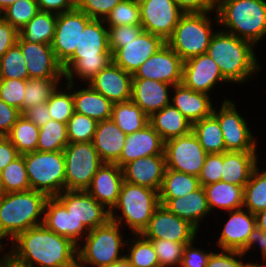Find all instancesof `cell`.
I'll list each match as a JSON object with an SVG mask.
<instances>
[{"mask_svg":"<svg viewBox=\"0 0 266 267\" xmlns=\"http://www.w3.org/2000/svg\"><path fill=\"white\" fill-rule=\"evenodd\" d=\"M9 257L24 267H71L77 263L79 247L70 239L48 230L43 224L29 228L15 239Z\"/></svg>","mask_w":266,"mask_h":267,"instance_id":"obj_1","label":"cell"},{"mask_svg":"<svg viewBox=\"0 0 266 267\" xmlns=\"http://www.w3.org/2000/svg\"><path fill=\"white\" fill-rule=\"evenodd\" d=\"M102 24L104 20L92 19L85 26L74 54L62 65L69 90L74 87L73 73L89 82L112 62L108 29Z\"/></svg>","mask_w":266,"mask_h":267,"instance_id":"obj_2","label":"cell"},{"mask_svg":"<svg viewBox=\"0 0 266 267\" xmlns=\"http://www.w3.org/2000/svg\"><path fill=\"white\" fill-rule=\"evenodd\" d=\"M253 44L228 32L214 33L207 54L217 63L223 78L232 82H244L259 67Z\"/></svg>","mask_w":266,"mask_h":267,"instance_id":"obj_3","label":"cell"},{"mask_svg":"<svg viewBox=\"0 0 266 267\" xmlns=\"http://www.w3.org/2000/svg\"><path fill=\"white\" fill-rule=\"evenodd\" d=\"M48 196L33 189L0 194V235L14 240L29 228L43 224L37 220L44 212Z\"/></svg>","mask_w":266,"mask_h":267,"instance_id":"obj_4","label":"cell"},{"mask_svg":"<svg viewBox=\"0 0 266 267\" xmlns=\"http://www.w3.org/2000/svg\"><path fill=\"white\" fill-rule=\"evenodd\" d=\"M218 23L230 28L228 33L257 43L266 34V2L264 0H217Z\"/></svg>","mask_w":266,"mask_h":267,"instance_id":"obj_5","label":"cell"},{"mask_svg":"<svg viewBox=\"0 0 266 267\" xmlns=\"http://www.w3.org/2000/svg\"><path fill=\"white\" fill-rule=\"evenodd\" d=\"M160 205L157 190L124 181L117 204L113 207L122 210L123 217L116 218L110 211V220L120 225L124 219L134 234H141Z\"/></svg>","mask_w":266,"mask_h":267,"instance_id":"obj_6","label":"cell"},{"mask_svg":"<svg viewBox=\"0 0 266 267\" xmlns=\"http://www.w3.org/2000/svg\"><path fill=\"white\" fill-rule=\"evenodd\" d=\"M31 189L54 197L65 190L63 151H33L23 154Z\"/></svg>","mask_w":266,"mask_h":267,"instance_id":"obj_7","label":"cell"},{"mask_svg":"<svg viewBox=\"0 0 266 267\" xmlns=\"http://www.w3.org/2000/svg\"><path fill=\"white\" fill-rule=\"evenodd\" d=\"M210 12L184 13L178 21L171 37L166 43L180 56L183 61L207 53L212 32Z\"/></svg>","mask_w":266,"mask_h":267,"instance_id":"obj_8","label":"cell"},{"mask_svg":"<svg viewBox=\"0 0 266 267\" xmlns=\"http://www.w3.org/2000/svg\"><path fill=\"white\" fill-rule=\"evenodd\" d=\"M120 225L109 220L105 225L88 231L86 243L81 249H77V263L80 267L92 264L96 267H107L125 257L119 256L122 243ZM82 264V265H81Z\"/></svg>","mask_w":266,"mask_h":267,"instance_id":"obj_9","label":"cell"},{"mask_svg":"<svg viewBox=\"0 0 266 267\" xmlns=\"http://www.w3.org/2000/svg\"><path fill=\"white\" fill-rule=\"evenodd\" d=\"M65 158V190L86 191L104 163L92 142L69 143Z\"/></svg>","mask_w":266,"mask_h":267,"instance_id":"obj_10","label":"cell"},{"mask_svg":"<svg viewBox=\"0 0 266 267\" xmlns=\"http://www.w3.org/2000/svg\"><path fill=\"white\" fill-rule=\"evenodd\" d=\"M166 169H172L198 177L207 153L198 138L190 133L164 142Z\"/></svg>","mask_w":266,"mask_h":267,"instance_id":"obj_11","label":"cell"},{"mask_svg":"<svg viewBox=\"0 0 266 267\" xmlns=\"http://www.w3.org/2000/svg\"><path fill=\"white\" fill-rule=\"evenodd\" d=\"M92 19L77 7L57 14L54 38L51 48L57 61L63 65L79 45L80 34Z\"/></svg>","mask_w":266,"mask_h":267,"instance_id":"obj_12","label":"cell"},{"mask_svg":"<svg viewBox=\"0 0 266 267\" xmlns=\"http://www.w3.org/2000/svg\"><path fill=\"white\" fill-rule=\"evenodd\" d=\"M138 3L143 31L159 36L166 42L184 12L174 0H141Z\"/></svg>","mask_w":266,"mask_h":267,"instance_id":"obj_13","label":"cell"},{"mask_svg":"<svg viewBox=\"0 0 266 267\" xmlns=\"http://www.w3.org/2000/svg\"><path fill=\"white\" fill-rule=\"evenodd\" d=\"M197 228L189 221L160 205L153 213L147 227L141 233L146 239H164L173 242L193 243Z\"/></svg>","mask_w":266,"mask_h":267,"instance_id":"obj_14","label":"cell"},{"mask_svg":"<svg viewBox=\"0 0 266 267\" xmlns=\"http://www.w3.org/2000/svg\"><path fill=\"white\" fill-rule=\"evenodd\" d=\"M68 213L82 223L88 231L105 225L110 220V211L87 191L64 190L55 196Z\"/></svg>","mask_w":266,"mask_h":267,"instance_id":"obj_15","label":"cell"},{"mask_svg":"<svg viewBox=\"0 0 266 267\" xmlns=\"http://www.w3.org/2000/svg\"><path fill=\"white\" fill-rule=\"evenodd\" d=\"M184 61L165 43L133 74V78L152 79L172 86L181 84Z\"/></svg>","mask_w":266,"mask_h":267,"instance_id":"obj_16","label":"cell"},{"mask_svg":"<svg viewBox=\"0 0 266 267\" xmlns=\"http://www.w3.org/2000/svg\"><path fill=\"white\" fill-rule=\"evenodd\" d=\"M216 112L213 109L212 114L218 119L226 151H256L257 144L232 101L225 100Z\"/></svg>","mask_w":266,"mask_h":267,"instance_id":"obj_17","label":"cell"},{"mask_svg":"<svg viewBox=\"0 0 266 267\" xmlns=\"http://www.w3.org/2000/svg\"><path fill=\"white\" fill-rule=\"evenodd\" d=\"M17 44L24 56L29 78L60 79L64 76L50 44L24 41L18 36Z\"/></svg>","mask_w":266,"mask_h":267,"instance_id":"obj_18","label":"cell"},{"mask_svg":"<svg viewBox=\"0 0 266 267\" xmlns=\"http://www.w3.org/2000/svg\"><path fill=\"white\" fill-rule=\"evenodd\" d=\"M165 43L161 37L142 31L135 40L125 43L112 54V62L133 75Z\"/></svg>","mask_w":266,"mask_h":267,"instance_id":"obj_19","label":"cell"},{"mask_svg":"<svg viewBox=\"0 0 266 267\" xmlns=\"http://www.w3.org/2000/svg\"><path fill=\"white\" fill-rule=\"evenodd\" d=\"M220 81L226 82L219 66L207 53L184 61L181 83L187 88L207 94Z\"/></svg>","mask_w":266,"mask_h":267,"instance_id":"obj_20","label":"cell"},{"mask_svg":"<svg viewBox=\"0 0 266 267\" xmlns=\"http://www.w3.org/2000/svg\"><path fill=\"white\" fill-rule=\"evenodd\" d=\"M133 75L111 62L89 85L113 104L131 100Z\"/></svg>","mask_w":266,"mask_h":267,"instance_id":"obj_21","label":"cell"},{"mask_svg":"<svg viewBox=\"0 0 266 267\" xmlns=\"http://www.w3.org/2000/svg\"><path fill=\"white\" fill-rule=\"evenodd\" d=\"M153 155H165L164 141L159 133L148 124L142 130L126 136L120 158L115 163L120 168H123L129 162L138 158Z\"/></svg>","mask_w":266,"mask_h":267,"instance_id":"obj_22","label":"cell"},{"mask_svg":"<svg viewBox=\"0 0 266 267\" xmlns=\"http://www.w3.org/2000/svg\"><path fill=\"white\" fill-rule=\"evenodd\" d=\"M166 168L165 155L138 158L122 168L123 178L125 182L149 187L159 192Z\"/></svg>","mask_w":266,"mask_h":267,"instance_id":"obj_23","label":"cell"},{"mask_svg":"<svg viewBox=\"0 0 266 267\" xmlns=\"http://www.w3.org/2000/svg\"><path fill=\"white\" fill-rule=\"evenodd\" d=\"M123 182L122 168L116 163H103L86 191L107 210L114 211Z\"/></svg>","mask_w":266,"mask_h":267,"instance_id":"obj_24","label":"cell"},{"mask_svg":"<svg viewBox=\"0 0 266 267\" xmlns=\"http://www.w3.org/2000/svg\"><path fill=\"white\" fill-rule=\"evenodd\" d=\"M230 218L218 239V245L222 250L247 252V241L250 233L255 229L256 216L248 210V215L242 208L232 210Z\"/></svg>","mask_w":266,"mask_h":267,"instance_id":"obj_25","label":"cell"},{"mask_svg":"<svg viewBox=\"0 0 266 267\" xmlns=\"http://www.w3.org/2000/svg\"><path fill=\"white\" fill-rule=\"evenodd\" d=\"M169 86L172 85L152 79L133 78L131 100L150 117L170 104Z\"/></svg>","mask_w":266,"mask_h":267,"instance_id":"obj_26","label":"cell"},{"mask_svg":"<svg viewBox=\"0 0 266 267\" xmlns=\"http://www.w3.org/2000/svg\"><path fill=\"white\" fill-rule=\"evenodd\" d=\"M44 211L46 213L43 216V225L79 246L77 241L87 228L82 223H78L55 196L48 197Z\"/></svg>","mask_w":266,"mask_h":267,"instance_id":"obj_27","label":"cell"},{"mask_svg":"<svg viewBox=\"0 0 266 267\" xmlns=\"http://www.w3.org/2000/svg\"><path fill=\"white\" fill-rule=\"evenodd\" d=\"M160 204L178 217L189 221L197 229L199 219L201 220L207 213L211 212L203 186L189 192L184 197L160 198Z\"/></svg>","mask_w":266,"mask_h":267,"instance_id":"obj_28","label":"cell"},{"mask_svg":"<svg viewBox=\"0 0 266 267\" xmlns=\"http://www.w3.org/2000/svg\"><path fill=\"white\" fill-rule=\"evenodd\" d=\"M126 136L112 119L97 123L92 143L104 163H115L120 158Z\"/></svg>","mask_w":266,"mask_h":267,"instance_id":"obj_29","label":"cell"},{"mask_svg":"<svg viewBox=\"0 0 266 267\" xmlns=\"http://www.w3.org/2000/svg\"><path fill=\"white\" fill-rule=\"evenodd\" d=\"M172 88L176 93L172 99V105L192 124L212 114L213 107L209 93L193 91L182 83Z\"/></svg>","mask_w":266,"mask_h":267,"instance_id":"obj_30","label":"cell"},{"mask_svg":"<svg viewBox=\"0 0 266 267\" xmlns=\"http://www.w3.org/2000/svg\"><path fill=\"white\" fill-rule=\"evenodd\" d=\"M255 151H226L223 153L221 181L245 186L257 167Z\"/></svg>","mask_w":266,"mask_h":267,"instance_id":"obj_31","label":"cell"},{"mask_svg":"<svg viewBox=\"0 0 266 267\" xmlns=\"http://www.w3.org/2000/svg\"><path fill=\"white\" fill-rule=\"evenodd\" d=\"M149 124L159 133L164 142L192 131V123L172 104L154 112L149 117Z\"/></svg>","mask_w":266,"mask_h":267,"instance_id":"obj_32","label":"cell"},{"mask_svg":"<svg viewBox=\"0 0 266 267\" xmlns=\"http://www.w3.org/2000/svg\"><path fill=\"white\" fill-rule=\"evenodd\" d=\"M73 99L75 112L97 122L111 119L113 103L90 85L88 88L73 92Z\"/></svg>","mask_w":266,"mask_h":267,"instance_id":"obj_33","label":"cell"},{"mask_svg":"<svg viewBox=\"0 0 266 267\" xmlns=\"http://www.w3.org/2000/svg\"><path fill=\"white\" fill-rule=\"evenodd\" d=\"M210 211L214 207L232 211L243 208L244 186L219 181L203 186Z\"/></svg>","mask_w":266,"mask_h":267,"instance_id":"obj_34","label":"cell"},{"mask_svg":"<svg viewBox=\"0 0 266 267\" xmlns=\"http://www.w3.org/2000/svg\"><path fill=\"white\" fill-rule=\"evenodd\" d=\"M57 14L46 11L38 13L19 30V36L28 42L52 44Z\"/></svg>","mask_w":266,"mask_h":267,"instance_id":"obj_35","label":"cell"},{"mask_svg":"<svg viewBox=\"0 0 266 267\" xmlns=\"http://www.w3.org/2000/svg\"><path fill=\"white\" fill-rule=\"evenodd\" d=\"M111 119L126 135L142 130L149 124V117L132 100L114 103Z\"/></svg>","mask_w":266,"mask_h":267,"instance_id":"obj_36","label":"cell"},{"mask_svg":"<svg viewBox=\"0 0 266 267\" xmlns=\"http://www.w3.org/2000/svg\"><path fill=\"white\" fill-rule=\"evenodd\" d=\"M192 132L207 154L226 152L221 127L213 114L193 123Z\"/></svg>","mask_w":266,"mask_h":267,"instance_id":"obj_37","label":"cell"},{"mask_svg":"<svg viewBox=\"0 0 266 267\" xmlns=\"http://www.w3.org/2000/svg\"><path fill=\"white\" fill-rule=\"evenodd\" d=\"M198 177L172 169H166L159 191L160 198H178L200 187Z\"/></svg>","mask_w":266,"mask_h":267,"instance_id":"obj_38","label":"cell"},{"mask_svg":"<svg viewBox=\"0 0 266 267\" xmlns=\"http://www.w3.org/2000/svg\"><path fill=\"white\" fill-rule=\"evenodd\" d=\"M20 155L36 151L39 127L21 115L6 136Z\"/></svg>","mask_w":266,"mask_h":267,"instance_id":"obj_39","label":"cell"},{"mask_svg":"<svg viewBox=\"0 0 266 267\" xmlns=\"http://www.w3.org/2000/svg\"><path fill=\"white\" fill-rule=\"evenodd\" d=\"M68 144L67 123H61L51 119L44 126L39 128L36 151H63Z\"/></svg>","mask_w":266,"mask_h":267,"instance_id":"obj_40","label":"cell"},{"mask_svg":"<svg viewBox=\"0 0 266 267\" xmlns=\"http://www.w3.org/2000/svg\"><path fill=\"white\" fill-rule=\"evenodd\" d=\"M256 167L244 186L243 206L254 215L266 209V170L258 173Z\"/></svg>","mask_w":266,"mask_h":267,"instance_id":"obj_41","label":"cell"},{"mask_svg":"<svg viewBox=\"0 0 266 267\" xmlns=\"http://www.w3.org/2000/svg\"><path fill=\"white\" fill-rule=\"evenodd\" d=\"M0 173L2 193L22 192L31 189L23 155L10 162Z\"/></svg>","mask_w":266,"mask_h":267,"instance_id":"obj_42","label":"cell"},{"mask_svg":"<svg viewBox=\"0 0 266 267\" xmlns=\"http://www.w3.org/2000/svg\"><path fill=\"white\" fill-rule=\"evenodd\" d=\"M60 79L29 78L26 82L23 97V106L20 109L22 114L26 109L37 104L47 102L52 93L58 88Z\"/></svg>","mask_w":266,"mask_h":267,"instance_id":"obj_43","label":"cell"},{"mask_svg":"<svg viewBox=\"0 0 266 267\" xmlns=\"http://www.w3.org/2000/svg\"><path fill=\"white\" fill-rule=\"evenodd\" d=\"M0 79H29L24 56L17 43L0 57Z\"/></svg>","mask_w":266,"mask_h":267,"instance_id":"obj_44","label":"cell"},{"mask_svg":"<svg viewBox=\"0 0 266 267\" xmlns=\"http://www.w3.org/2000/svg\"><path fill=\"white\" fill-rule=\"evenodd\" d=\"M104 23H108L109 27L141 25L139 3L133 0H121L106 16Z\"/></svg>","mask_w":266,"mask_h":267,"instance_id":"obj_45","label":"cell"},{"mask_svg":"<svg viewBox=\"0 0 266 267\" xmlns=\"http://www.w3.org/2000/svg\"><path fill=\"white\" fill-rule=\"evenodd\" d=\"M38 11L39 7L36 0H16L0 16L19 31Z\"/></svg>","mask_w":266,"mask_h":267,"instance_id":"obj_46","label":"cell"},{"mask_svg":"<svg viewBox=\"0 0 266 267\" xmlns=\"http://www.w3.org/2000/svg\"><path fill=\"white\" fill-rule=\"evenodd\" d=\"M97 121L80 113L74 112L67 122L69 143L92 142L96 131Z\"/></svg>","mask_w":266,"mask_h":267,"instance_id":"obj_47","label":"cell"},{"mask_svg":"<svg viewBox=\"0 0 266 267\" xmlns=\"http://www.w3.org/2000/svg\"><path fill=\"white\" fill-rule=\"evenodd\" d=\"M135 236L138 237V241L132 239L131 242L134 244L130 247V254L125 255L131 265L133 267H160L152 242L141 236V234H136Z\"/></svg>","mask_w":266,"mask_h":267,"instance_id":"obj_48","label":"cell"},{"mask_svg":"<svg viewBox=\"0 0 266 267\" xmlns=\"http://www.w3.org/2000/svg\"><path fill=\"white\" fill-rule=\"evenodd\" d=\"M152 242L160 267H172L182 263L184 247L187 244L164 239H148Z\"/></svg>","mask_w":266,"mask_h":267,"instance_id":"obj_49","label":"cell"},{"mask_svg":"<svg viewBox=\"0 0 266 267\" xmlns=\"http://www.w3.org/2000/svg\"><path fill=\"white\" fill-rule=\"evenodd\" d=\"M50 116L53 120L67 123L75 112L73 93L56 90L47 101Z\"/></svg>","mask_w":266,"mask_h":267,"instance_id":"obj_50","label":"cell"},{"mask_svg":"<svg viewBox=\"0 0 266 267\" xmlns=\"http://www.w3.org/2000/svg\"><path fill=\"white\" fill-rule=\"evenodd\" d=\"M26 82L27 80L21 79H0V99L20 111Z\"/></svg>","mask_w":266,"mask_h":267,"instance_id":"obj_51","label":"cell"},{"mask_svg":"<svg viewBox=\"0 0 266 267\" xmlns=\"http://www.w3.org/2000/svg\"><path fill=\"white\" fill-rule=\"evenodd\" d=\"M107 29L109 47L112 54L120 47L125 46V43L135 40L143 31V27L141 25H121L109 27Z\"/></svg>","mask_w":266,"mask_h":267,"instance_id":"obj_52","label":"cell"},{"mask_svg":"<svg viewBox=\"0 0 266 267\" xmlns=\"http://www.w3.org/2000/svg\"><path fill=\"white\" fill-rule=\"evenodd\" d=\"M223 153L207 154L204 165L198 175L201 186L221 181Z\"/></svg>","mask_w":266,"mask_h":267,"instance_id":"obj_53","label":"cell"},{"mask_svg":"<svg viewBox=\"0 0 266 267\" xmlns=\"http://www.w3.org/2000/svg\"><path fill=\"white\" fill-rule=\"evenodd\" d=\"M120 1L121 0H77V8L87 14L91 19L104 20Z\"/></svg>","mask_w":266,"mask_h":267,"instance_id":"obj_54","label":"cell"},{"mask_svg":"<svg viewBox=\"0 0 266 267\" xmlns=\"http://www.w3.org/2000/svg\"><path fill=\"white\" fill-rule=\"evenodd\" d=\"M221 253H212L209 257L206 267H244L241 261L235 259V256L242 257L244 254L240 251L222 250ZM225 252V253H224Z\"/></svg>","mask_w":266,"mask_h":267,"instance_id":"obj_55","label":"cell"},{"mask_svg":"<svg viewBox=\"0 0 266 267\" xmlns=\"http://www.w3.org/2000/svg\"><path fill=\"white\" fill-rule=\"evenodd\" d=\"M21 115L18 109L0 99V136H7Z\"/></svg>","mask_w":266,"mask_h":267,"instance_id":"obj_56","label":"cell"},{"mask_svg":"<svg viewBox=\"0 0 266 267\" xmlns=\"http://www.w3.org/2000/svg\"><path fill=\"white\" fill-rule=\"evenodd\" d=\"M211 253L194 249L192 243L184 247L183 260L180 267H206Z\"/></svg>","mask_w":266,"mask_h":267,"instance_id":"obj_57","label":"cell"},{"mask_svg":"<svg viewBox=\"0 0 266 267\" xmlns=\"http://www.w3.org/2000/svg\"><path fill=\"white\" fill-rule=\"evenodd\" d=\"M19 31L0 16V57L17 43Z\"/></svg>","mask_w":266,"mask_h":267,"instance_id":"obj_58","label":"cell"},{"mask_svg":"<svg viewBox=\"0 0 266 267\" xmlns=\"http://www.w3.org/2000/svg\"><path fill=\"white\" fill-rule=\"evenodd\" d=\"M184 13H202L215 10L217 0H174Z\"/></svg>","mask_w":266,"mask_h":267,"instance_id":"obj_59","label":"cell"},{"mask_svg":"<svg viewBox=\"0 0 266 267\" xmlns=\"http://www.w3.org/2000/svg\"><path fill=\"white\" fill-rule=\"evenodd\" d=\"M22 115L29 121H32L39 128L44 126L49 120L52 119L49 113L47 102L40 103L26 109Z\"/></svg>","mask_w":266,"mask_h":267,"instance_id":"obj_60","label":"cell"},{"mask_svg":"<svg viewBox=\"0 0 266 267\" xmlns=\"http://www.w3.org/2000/svg\"><path fill=\"white\" fill-rule=\"evenodd\" d=\"M40 11L55 14L64 13L77 7V0H36Z\"/></svg>","mask_w":266,"mask_h":267,"instance_id":"obj_61","label":"cell"},{"mask_svg":"<svg viewBox=\"0 0 266 267\" xmlns=\"http://www.w3.org/2000/svg\"><path fill=\"white\" fill-rule=\"evenodd\" d=\"M19 156L12 142L6 136H0V172Z\"/></svg>","mask_w":266,"mask_h":267,"instance_id":"obj_62","label":"cell"},{"mask_svg":"<svg viewBox=\"0 0 266 267\" xmlns=\"http://www.w3.org/2000/svg\"><path fill=\"white\" fill-rule=\"evenodd\" d=\"M257 242L261 247L262 257L266 261V233L256 226L249 235L247 241V251Z\"/></svg>","mask_w":266,"mask_h":267,"instance_id":"obj_63","label":"cell"},{"mask_svg":"<svg viewBox=\"0 0 266 267\" xmlns=\"http://www.w3.org/2000/svg\"><path fill=\"white\" fill-rule=\"evenodd\" d=\"M256 216V225L260 228L263 232L266 233V209L262 210L261 212L255 214Z\"/></svg>","mask_w":266,"mask_h":267,"instance_id":"obj_64","label":"cell"},{"mask_svg":"<svg viewBox=\"0 0 266 267\" xmlns=\"http://www.w3.org/2000/svg\"><path fill=\"white\" fill-rule=\"evenodd\" d=\"M107 267H133V266L131 265L130 261L126 257H124Z\"/></svg>","mask_w":266,"mask_h":267,"instance_id":"obj_65","label":"cell"},{"mask_svg":"<svg viewBox=\"0 0 266 267\" xmlns=\"http://www.w3.org/2000/svg\"><path fill=\"white\" fill-rule=\"evenodd\" d=\"M0 267H24L17 263H15L10 257H8L1 265Z\"/></svg>","mask_w":266,"mask_h":267,"instance_id":"obj_66","label":"cell"},{"mask_svg":"<svg viewBox=\"0 0 266 267\" xmlns=\"http://www.w3.org/2000/svg\"><path fill=\"white\" fill-rule=\"evenodd\" d=\"M16 0H0V14L8 8L10 5H12Z\"/></svg>","mask_w":266,"mask_h":267,"instance_id":"obj_67","label":"cell"},{"mask_svg":"<svg viewBox=\"0 0 266 267\" xmlns=\"http://www.w3.org/2000/svg\"><path fill=\"white\" fill-rule=\"evenodd\" d=\"M2 239H3V237L0 235V240H2ZM1 247H2V244L0 243V251H2ZM4 257L0 260V265L9 257V254H6Z\"/></svg>","mask_w":266,"mask_h":267,"instance_id":"obj_68","label":"cell"},{"mask_svg":"<svg viewBox=\"0 0 266 267\" xmlns=\"http://www.w3.org/2000/svg\"><path fill=\"white\" fill-rule=\"evenodd\" d=\"M244 267H259V265L253 263H247Z\"/></svg>","mask_w":266,"mask_h":267,"instance_id":"obj_69","label":"cell"},{"mask_svg":"<svg viewBox=\"0 0 266 267\" xmlns=\"http://www.w3.org/2000/svg\"><path fill=\"white\" fill-rule=\"evenodd\" d=\"M2 193V186H1V173H0V194Z\"/></svg>","mask_w":266,"mask_h":267,"instance_id":"obj_70","label":"cell"},{"mask_svg":"<svg viewBox=\"0 0 266 267\" xmlns=\"http://www.w3.org/2000/svg\"><path fill=\"white\" fill-rule=\"evenodd\" d=\"M71 267H80V265L78 263L72 265Z\"/></svg>","mask_w":266,"mask_h":267,"instance_id":"obj_71","label":"cell"}]
</instances>
